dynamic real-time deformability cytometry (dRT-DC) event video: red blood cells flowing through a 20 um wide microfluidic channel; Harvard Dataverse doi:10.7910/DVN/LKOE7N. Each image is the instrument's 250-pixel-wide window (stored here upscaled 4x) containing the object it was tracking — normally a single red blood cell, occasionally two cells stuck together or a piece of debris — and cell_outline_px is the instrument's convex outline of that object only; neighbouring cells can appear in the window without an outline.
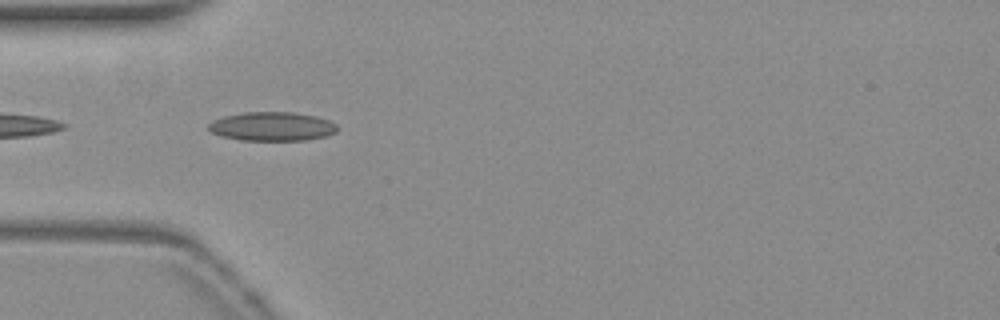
{"species": "common noctule bat (a hibernating species)", "species_latin": "Nyctalus noctula", "temperature_condition": "warm", "stored_images_in_passage": 8, "camera_frame_rate_fps": 3000, "um_per_image_px": 0.085, "animal": {"sex": "female", "body_mass_g": 19.3, "forearm_length_mm": 54.1}, "frame": {"image": 1, "passage_image": 2, "time_ms": 0.333, "image_size_px": [1000, 320], "cell_outline_px": [[336, 132], [324, 136], [304, 140], [240, 140], [224, 136], [212, 132], [208, 128], [208, 124], [212, 120], [224, 116], [244, 112], [292, 112], [316, 116], [328, 120], [336, 124]], "centroid_in_image_um": [23.11, 10.74], "position_along_channel_um": 61.9, "area_um2": 21.5}}
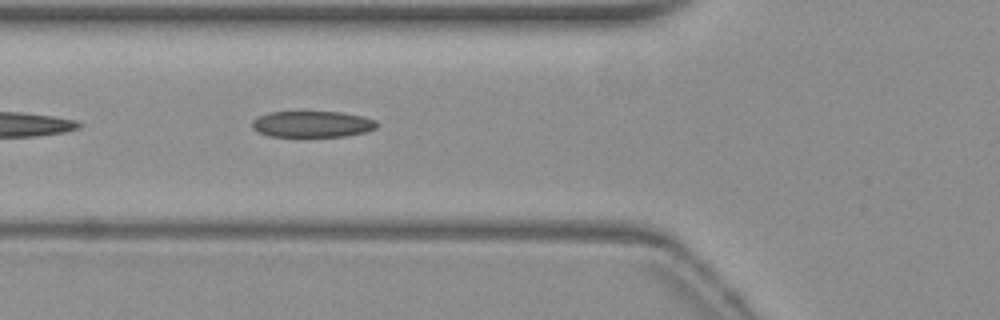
{"frame": {"image": 2, "passage_image": 5, "time_ms": 1.333, "image_size_px": [1000, 320], "cell_outline_px": [[376, 128], [368, 132], [344, 136], [268, 136], [252, 128], [252, 120], [256, 116], [268, 112], [340, 112], [360, 116], [376, 120]], "centroid_in_image_um": [26.51, 10.55], "position_along_channel_um": 99.3, "area_um2": 19.02}}